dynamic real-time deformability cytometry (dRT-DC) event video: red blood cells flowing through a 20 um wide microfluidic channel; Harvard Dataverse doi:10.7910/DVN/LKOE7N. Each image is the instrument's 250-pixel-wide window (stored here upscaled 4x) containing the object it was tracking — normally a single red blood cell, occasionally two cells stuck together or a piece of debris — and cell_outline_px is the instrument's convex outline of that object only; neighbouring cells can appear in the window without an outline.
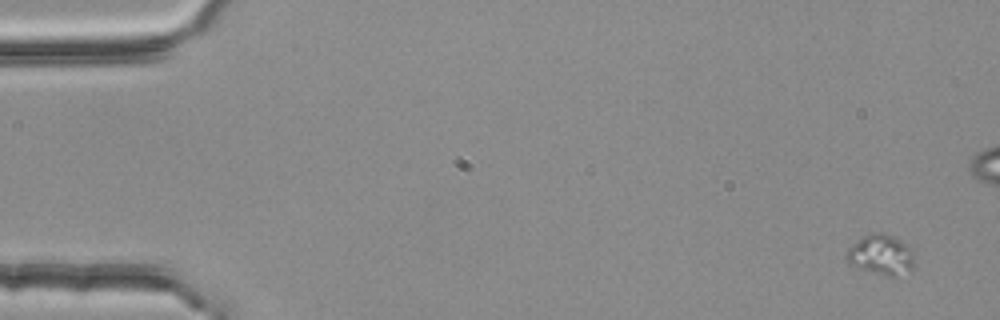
{"species": "common noctule bat (a hibernating species)", "species_latin": "Nyctalus noctula", "temperature_condition": "room temperature", "stored_images_in_passage": 6, "camera_frame_rate_fps": 3000, "um_per_image_px": 0.085, "animal": {"sex": "female", "body_mass_g": 25.1}, "frame": {"image": 1, "passage_image": 1, "time_ms": 0.0, "image_size_px": [1000, 320], "cell_outline_px": [[912, 268], [896, 276], [884, 276], [852, 264], [844, 256], [848, 248], [852, 244], [868, 232], [884, 232], [900, 240], [912, 252]], "centroid_in_image_um": [74.84, 21.62], "position_along_channel_um": 10.2, "area_um2": 15.49}}